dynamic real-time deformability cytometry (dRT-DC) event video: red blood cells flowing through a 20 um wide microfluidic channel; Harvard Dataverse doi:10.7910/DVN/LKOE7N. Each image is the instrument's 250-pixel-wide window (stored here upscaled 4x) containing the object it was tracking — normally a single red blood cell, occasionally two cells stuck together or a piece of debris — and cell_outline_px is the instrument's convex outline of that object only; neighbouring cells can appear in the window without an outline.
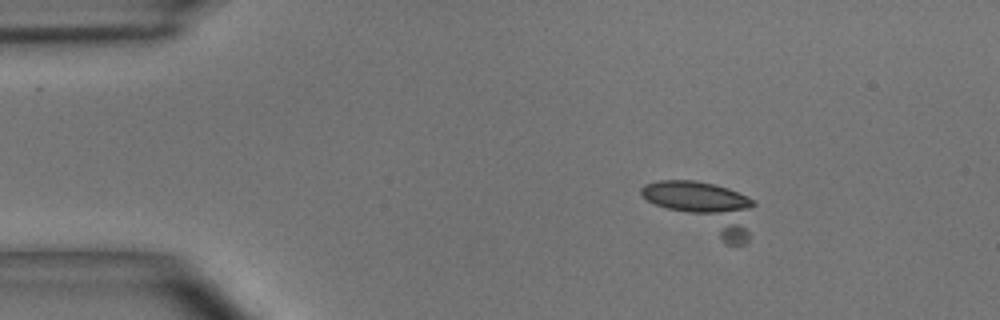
{"species": "common noctule bat (a hibernating species)", "species_latin": "Nyctalus noctula", "temperature_condition": "room temperature", "stored_images_in_passage": 4, "camera_frame_rate_fps": 3000, "um_per_image_px": 0.085, "animal": {"sex": "male", "body_mass_g": 15.6}, "frame": {"image": 1, "passage_image": 3, "time_ms": 0.667, "image_size_px": [1000, 320], "cell_outline_px": [[756, 204], [748, 240], [744, 244], [728, 244], [648, 200], [640, 192], [640, 188], [644, 184], [660, 180], [696, 180], [728, 188], [756, 200]], "centroid_in_image_um": [59.97, 17.61], "position_along_channel_um": 25.0, "area_um2": 32.66}}